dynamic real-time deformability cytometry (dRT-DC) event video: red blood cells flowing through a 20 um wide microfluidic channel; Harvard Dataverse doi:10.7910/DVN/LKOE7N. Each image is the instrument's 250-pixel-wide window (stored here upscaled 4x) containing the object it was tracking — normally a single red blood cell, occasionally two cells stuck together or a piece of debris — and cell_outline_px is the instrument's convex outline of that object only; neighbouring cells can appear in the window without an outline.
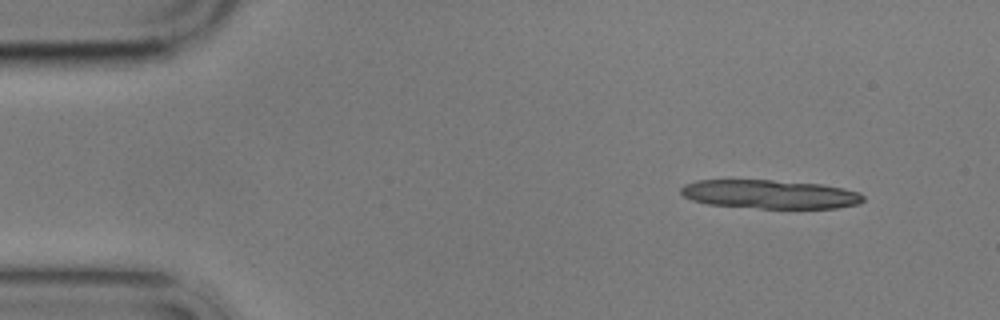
{"species": "common noctule bat (a hibernating species)", "species_latin": "Nyctalus noctula", "temperature_condition": "cold", "stored_images_in_passage": 4, "camera_frame_rate_fps": 3000, "um_per_image_px": 0.085, "animal": {"sex": "male", "body_mass_g": 17.9}, "frame": {"image": 1, "passage_image": 1, "time_ms": 0.0, "image_size_px": [1000, 320], "cell_outline_px": [[864, 200], [860, 204], [836, 208], [760, 208], [708, 204], [692, 200], [684, 196], [680, 192], [680, 188], [684, 184], [696, 180], [772, 180], [820, 184], [844, 188], [860, 192], [864, 196]], "centroid_in_image_um": [65.46, 16.51], "position_along_channel_um": 19.5, "area_um2": 30.63}}